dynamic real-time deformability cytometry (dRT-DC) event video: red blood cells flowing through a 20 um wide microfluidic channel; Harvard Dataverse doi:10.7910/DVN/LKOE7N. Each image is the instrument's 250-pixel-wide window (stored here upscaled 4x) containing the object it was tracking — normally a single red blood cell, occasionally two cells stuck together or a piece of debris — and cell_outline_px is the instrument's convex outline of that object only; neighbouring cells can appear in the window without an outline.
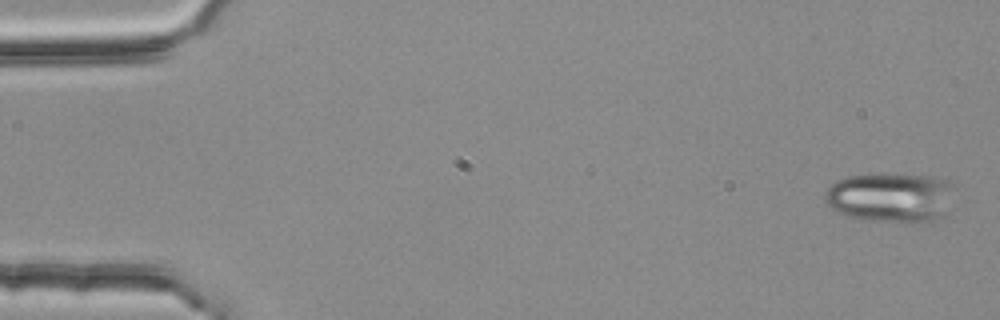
{"species": "common noctule bat (a hibernating species)", "species_latin": "Nyctalus noctula", "temperature_condition": "room temperature", "stored_images_in_passage": 4, "camera_frame_rate_fps": 3000, "um_per_image_px": 0.085, "animal": {"sex": "female", "body_mass_g": 25.1}, "frame": {"image": 1, "passage_image": 1, "time_ms": 0.0, "image_size_px": [1000, 320], "cell_outline_px": [[956, 184], [940, 212], [932, 220], [912, 224], [872, 220], [848, 216], [832, 208], [824, 200], [824, 192], [836, 180], [848, 176], [884, 172], [940, 176]], "centroid_in_image_um": [75.65, 16.72], "position_along_channel_um": 9.3, "area_um2": 37.69}}